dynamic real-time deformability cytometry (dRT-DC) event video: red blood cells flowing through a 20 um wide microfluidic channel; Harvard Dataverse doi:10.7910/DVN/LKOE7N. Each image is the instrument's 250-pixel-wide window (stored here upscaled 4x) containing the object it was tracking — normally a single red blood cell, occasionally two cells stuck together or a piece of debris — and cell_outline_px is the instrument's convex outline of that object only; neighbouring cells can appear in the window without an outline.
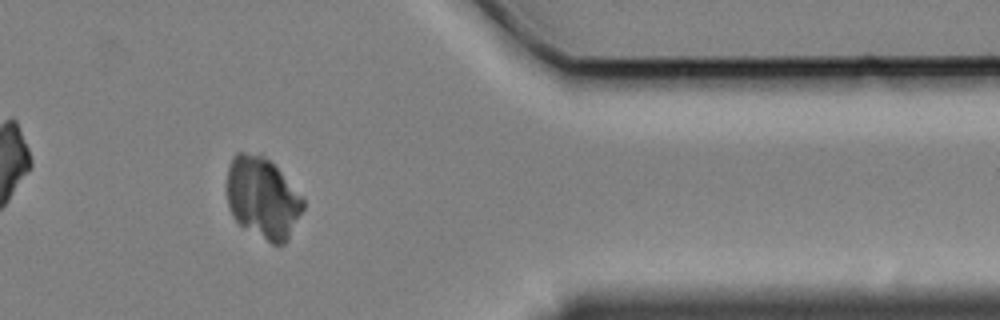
{"species": "Egyptian fruit bat (a non-hibernating species)", "species_latin": "Rousettus aegyptiacus", "temperature_condition": "cold", "stored_images_in_passage": 57, "camera_frame_rate_fps": 3000, "um_per_image_px": 0.085, "animal": {"sex": "female"}, "frame": {"image": 1, "passage_image": 47, "time_ms": 15.333, "image_size_px": [1000, 320], "cell_outline_px": [[304, 208], [288, 240], [284, 244], [272, 244], [240, 224], [232, 216], [228, 204], [228, 164], [232, 156], [236, 152], [244, 152], [264, 156], [280, 172], [304, 200]], "centroid_in_image_um": [22.31, 16.82], "position_along_channel_um": 389.1, "area_um2": 35.6}}
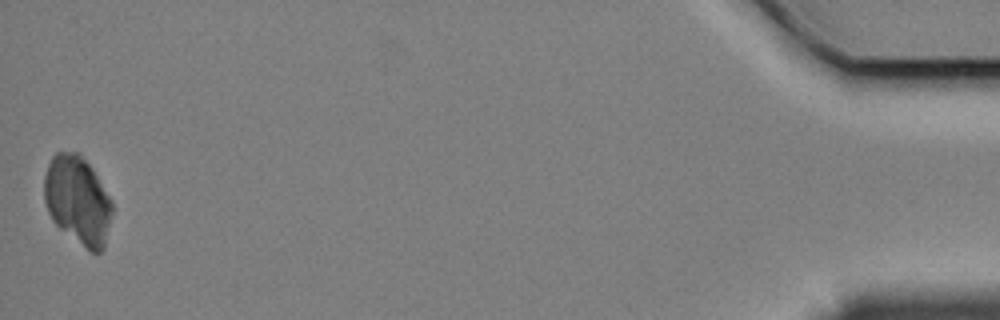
{"frame": {"image": 2, "passage_image": 57, "time_ms": 18.667, "image_size_px": [1000, 320], "cell_outline_px": [[112, 212], [104, 248], [100, 252], [92, 252], [60, 228], [52, 220], [48, 212], [44, 200], [44, 176], [48, 164], [52, 156], [56, 152], [80, 152], [92, 168], [112, 200]], "centroid_in_image_um": [6.6, 16.98], "position_along_channel_um": 428.6, "area_um2": 34.91}}